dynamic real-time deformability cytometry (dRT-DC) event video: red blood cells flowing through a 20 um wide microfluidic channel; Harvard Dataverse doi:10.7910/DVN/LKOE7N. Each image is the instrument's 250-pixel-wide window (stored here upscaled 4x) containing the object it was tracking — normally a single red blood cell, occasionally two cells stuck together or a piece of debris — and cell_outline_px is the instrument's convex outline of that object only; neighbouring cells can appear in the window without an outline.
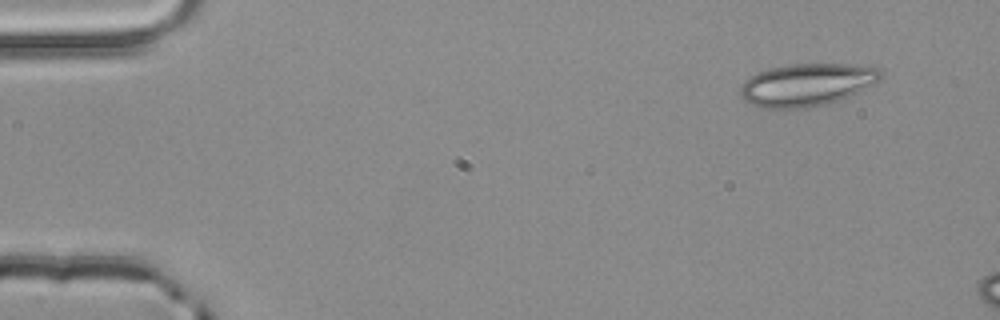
{"species": "common noctule bat (a hibernating species)", "species_latin": "Nyctalus noctula", "temperature_condition": "room temperature", "stored_images_in_passage": 4, "camera_frame_rate_fps": 3000, "um_per_image_px": 0.085, "animal": {"sex": "male", "body_mass_g": 20.4}, "frame": {"image": 1, "passage_image": 1, "time_ms": 0.0, "image_size_px": [1000, 320], "cell_outline_px": [[884, 76], [880, 80], [848, 96], [828, 104], [796, 108], [764, 108], [752, 104], [744, 100], [740, 92], [740, 88], [744, 80], [748, 76], [768, 68], [792, 64], [856, 64], [876, 68]], "centroid_in_image_um": [68.54, 7.19], "position_along_channel_um": 16.5, "area_um2": 34.56}}